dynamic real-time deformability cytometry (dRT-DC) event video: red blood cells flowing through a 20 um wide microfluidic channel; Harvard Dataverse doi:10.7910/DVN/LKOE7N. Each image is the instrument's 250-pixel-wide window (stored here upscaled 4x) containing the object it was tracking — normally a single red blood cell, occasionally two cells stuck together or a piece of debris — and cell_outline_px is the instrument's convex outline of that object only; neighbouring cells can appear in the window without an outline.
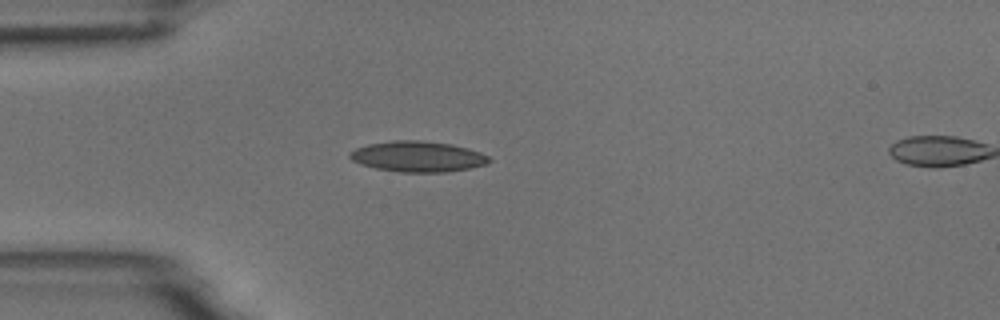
{"species": "common noctule bat (a hibernating species)", "species_latin": "Nyctalus noctula", "temperature_condition": "room temperature", "stored_images_in_passage": 5, "camera_frame_rate_fps": 3000, "um_per_image_px": 0.085, "animal": {"sex": "male", "body_mass_g": 18.8}, "frame": {"image": 1, "passage_image": 4, "time_ms": 3.667, "image_size_px": [1000, 320], "cell_outline_px": [[492, 160], [484, 164], [468, 168], [448, 172], [396, 172], [376, 168], [360, 164], [352, 160], [348, 156], [348, 152], [356, 148], [368, 144], [392, 140], [420, 140], [452, 144], [468, 148], [480, 152], [488, 156]], "centroid_in_image_um": [35.47, 13.3], "position_along_channel_um": 49.5, "area_um2": 24.97}}